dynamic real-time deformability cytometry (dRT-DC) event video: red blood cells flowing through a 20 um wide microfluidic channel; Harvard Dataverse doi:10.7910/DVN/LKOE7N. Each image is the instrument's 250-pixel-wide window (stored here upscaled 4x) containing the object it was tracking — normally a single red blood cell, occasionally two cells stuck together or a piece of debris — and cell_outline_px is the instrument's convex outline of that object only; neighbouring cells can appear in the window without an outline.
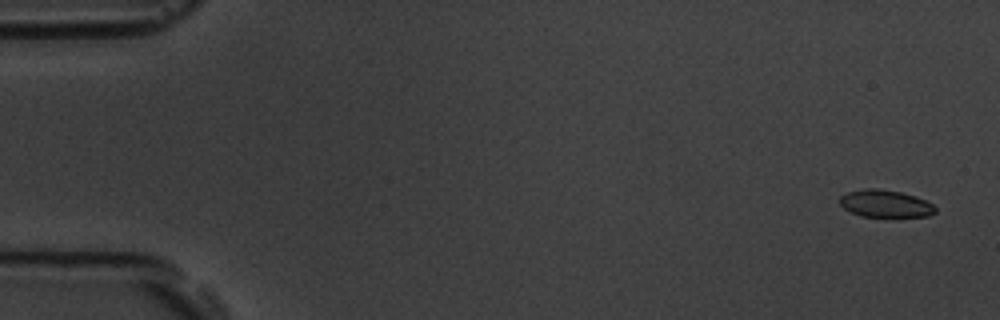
{"species": "common noctule bat (a hibernating species)", "species_latin": "Nyctalus noctula", "temperature_condition": "room temperature", "stored_images_in_passage": 11, "camera_frame_rate_fps": 3000, "um_per_image_px": 0.085, "animal": {"sex": "male", "body_mass_g": 19.5, "forearm_length_mm": 54.6}, "frame": {"image": 1, "passage_image": 1, "time_ms": 0.0, "image_size_px": [1000, 320], "cell_outline_px": [[936, 212], [928, 216], [896, 220], [860, 216], [844, 208], [840, 204], [840, 196], [848, 192], [864, 188], [876, 188], [900, 192], [916, 196], [932, 204], [936, 208]], "centroid_in_image_um": [75.29, 17.37], "position_along_channel_um": 9.7, "area_um2": 16.01}}
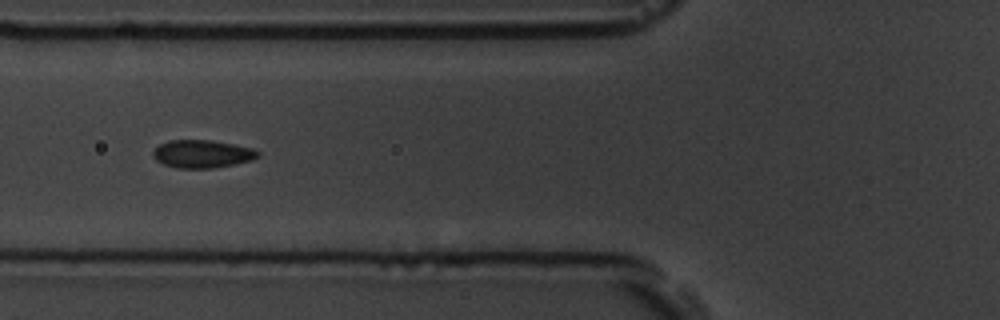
{"frame": {"image": 2, "passage_image": 6, "time_ms": 6.667, "image_size_px": [1000, 320], "cell_outline_px": [[260, 156], [252, 160], [212, 168], [176, 168], [164, 164], [156, 160], [152, 156], [152, 152], [160, 144], [168, 140], [212, 140], [252, 148], [260, 152]], "centroid_in_image_um": [17.17, 13.08], "position_along_channel_um": 108.6, "area_um2": 16.99}}
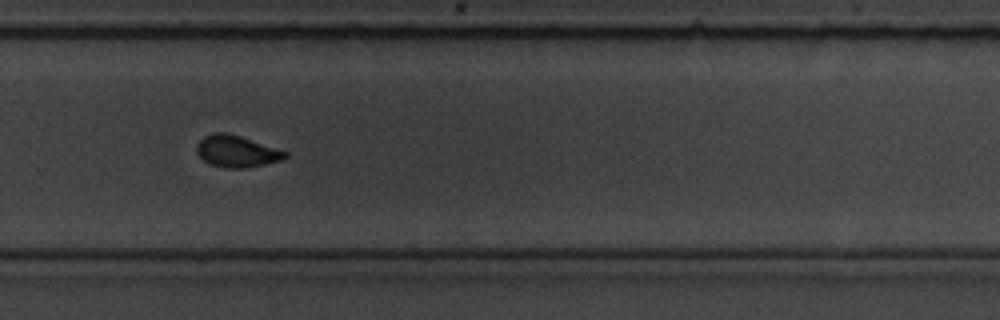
{"frame": {"image": 3, "passage_image": 11, "time_ms": 12.333, "image_size_px": [1000, 320], "cell_outline_px": [[288, 156], [280, 160], [264, 164], [244, 168], [224, 168], [208, 164], [196, 152], [196, 144], [204, 136], [212, 132], [228, 132], [288, 152]], "centroid_in_image_um": [20.07, 12.85], "position_along_channel_um": 309.7, "area_um2": 16.36}}